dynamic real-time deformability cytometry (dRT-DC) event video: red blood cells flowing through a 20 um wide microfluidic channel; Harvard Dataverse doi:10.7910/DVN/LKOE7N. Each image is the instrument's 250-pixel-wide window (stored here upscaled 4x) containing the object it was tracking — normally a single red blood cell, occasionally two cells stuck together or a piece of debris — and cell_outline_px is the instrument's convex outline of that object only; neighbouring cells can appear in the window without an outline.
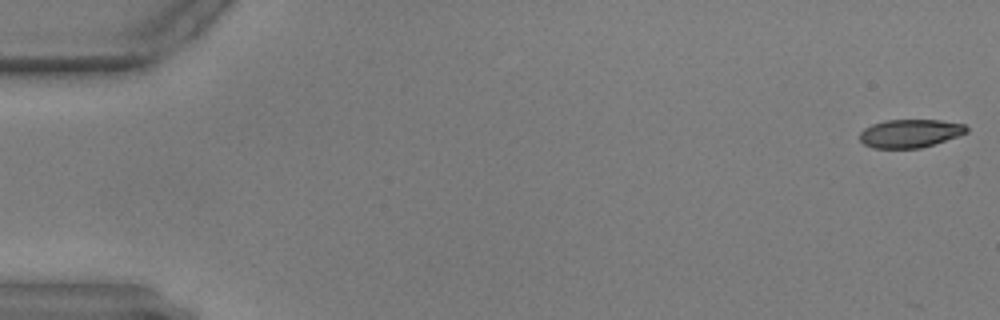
{"species": "common noctule bat (a hibernating species)", "species_latin": "Nyctalus noctula", "temperature_condition": "warm", "stored_images_in_passage": 51, "camera_frame_rate_fps": 3000, "um_per_image_px": 0.085, "animal": {"sex": "male", "body_mass_g": 17.9, "forearm_length_mm": 54.2}, "frame": {"image": 1, "passage_image": 1, "time_ms": 0.0, "image_size_px": [1000, 320], "cell_outline_px": [[968, 132], [920, 148], [872, 148], [864, 144], [860, 140], [860, 132], [864, 128], [872, 124], [884, 120], [940, 120], [964, 124], [968, 128]], "centroid_in_image_um": [77.32, 11.33], "position_along_channel_um": 7.7, "area_um2": 17.46}}
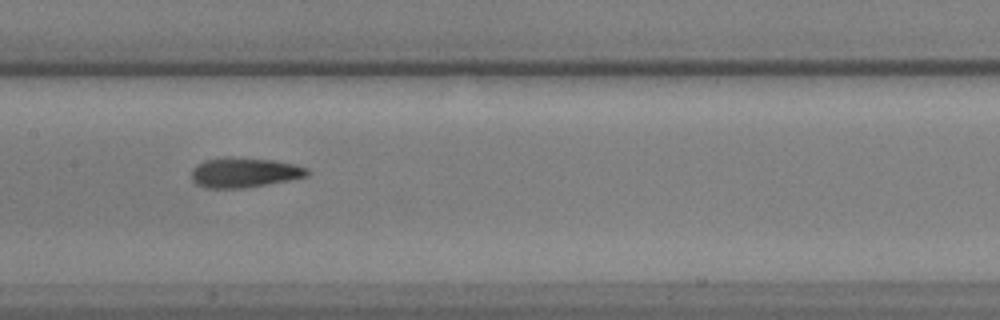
{"frame": {"image": 2, "passage_image": 29, "time_ms": 9.333, "image_size_px": [1000, 320], "cell_outline_px": [[308, 176], [288, 180], [244, 188], [204, 188], [196, 184], [192, 180], [192, 168], [196, 164], [204, 160], [272, 160], [292, 164], [308, 168]], "centroid_in_image_um": [20.74, 14.72], "position_along_channel_um": 186.7, "area_um2": 19.19}}
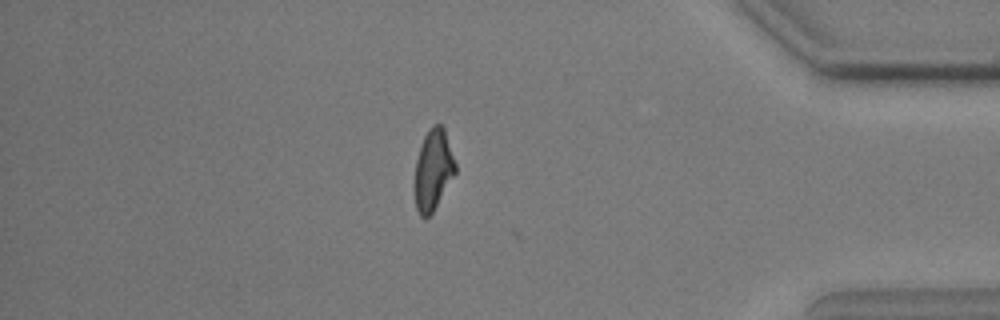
{"frame": {"image": 3, "passage_image": 50, "time_ms": 16.333, "image_size_px": [1000, 320], "cell_outline_px": [[456, 172], [432, 212], [428, 216], [420, 216], [416, 208], [412, 184], [416, 160], [424, 136], [428, 128], [432, 124], [440, 124], [444, 128], [456, 164]], "centroid_in_image_um": [36.78, 14.43], "position_along_channel_um": 398.4, "area_um2": 19.31}}